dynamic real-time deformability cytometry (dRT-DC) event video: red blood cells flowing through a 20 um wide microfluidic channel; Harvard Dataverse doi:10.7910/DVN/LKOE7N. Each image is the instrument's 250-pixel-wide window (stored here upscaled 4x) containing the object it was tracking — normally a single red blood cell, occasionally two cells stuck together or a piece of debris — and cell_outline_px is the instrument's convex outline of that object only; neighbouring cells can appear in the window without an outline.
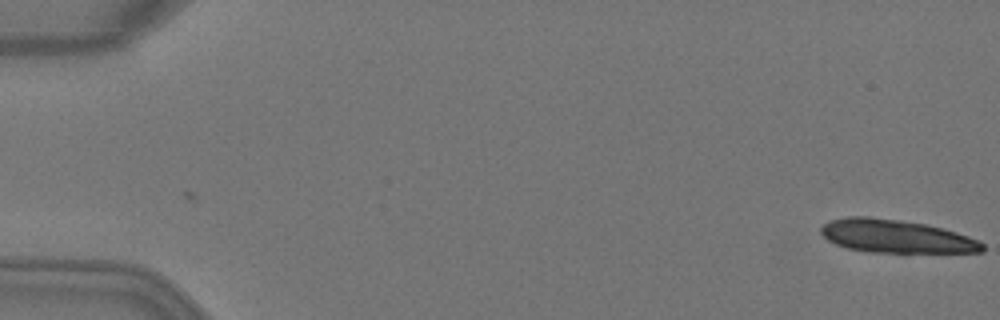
{"species": "Egyptian fruit bat (a non-hibernating species)", "species_latin": "Rousettus aegyptiacus", "temperature_condition": "warm", "stored_images_in_passage": 5, "camera_frame_rate_fps": 3000, "um_per_image_px": 0.085, "animal": {"sex": "female"}, "frame": {"image": 1, "passage_image": 1, "time_ms": 0.0, "image_size_px": [1000, 320], "cell_outline_px": [[984, 252], [872, 252], [848, 248], [836, 244], [828, 240], [820, 232], [820, 228], [828, 220], [848, 216], [868, 216], [900, 220], [924, 224], [944, 228], [968, 236], [984, 244]], "centroid_in_image_um": [76.13, 20.07], "position_along_channel_um": 8.9, "area_um2": 31.04}}